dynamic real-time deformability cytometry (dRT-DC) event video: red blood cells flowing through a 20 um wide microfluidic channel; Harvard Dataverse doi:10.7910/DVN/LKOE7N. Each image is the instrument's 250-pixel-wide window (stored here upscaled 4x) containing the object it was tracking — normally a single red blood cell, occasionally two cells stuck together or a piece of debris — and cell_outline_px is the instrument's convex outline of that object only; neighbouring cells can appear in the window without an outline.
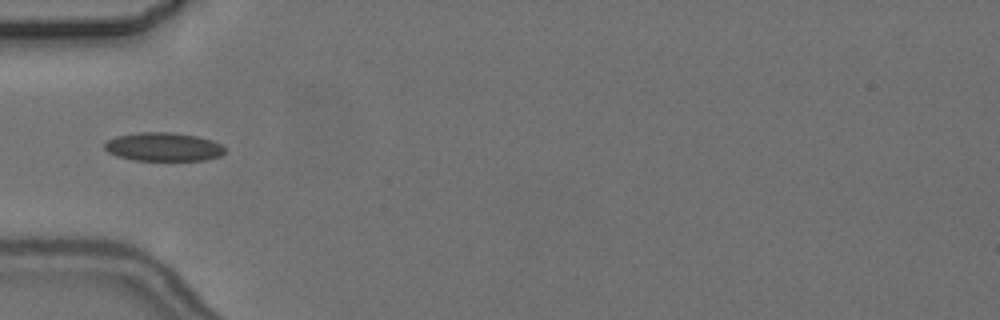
{"species": "common noctule bat (a hibernating species)", "species_latin": "Nyctalus noctula", "temperature_condition": "cold", "stored_images_in_passage": 1, "camera_frame_rate_fps": 3000, "um_per_image_px": 0.085, "animal": {"sex": "female", "body_mass_g": 24.6, "forearm_length_mm": 56.2}, "frame": {"image": 1, "passage_image": 1, "time_ms": 0.0, "image_size_px": [1000, 320], "cell_outline_px": [[224, 152], [220, 156], [204, 160], [136, 160], [116, 156], [108, 152], [104, 148], [104, 144], [108, 140], [116, 136], [140, 132], [172, 132], [196, 136], [212, 140], [220, 144], [224, 148]], "centroid_in_image_um": [13.87, 12.48], "position_along_channel_um": 71.1, "area_um2": 19.94}}